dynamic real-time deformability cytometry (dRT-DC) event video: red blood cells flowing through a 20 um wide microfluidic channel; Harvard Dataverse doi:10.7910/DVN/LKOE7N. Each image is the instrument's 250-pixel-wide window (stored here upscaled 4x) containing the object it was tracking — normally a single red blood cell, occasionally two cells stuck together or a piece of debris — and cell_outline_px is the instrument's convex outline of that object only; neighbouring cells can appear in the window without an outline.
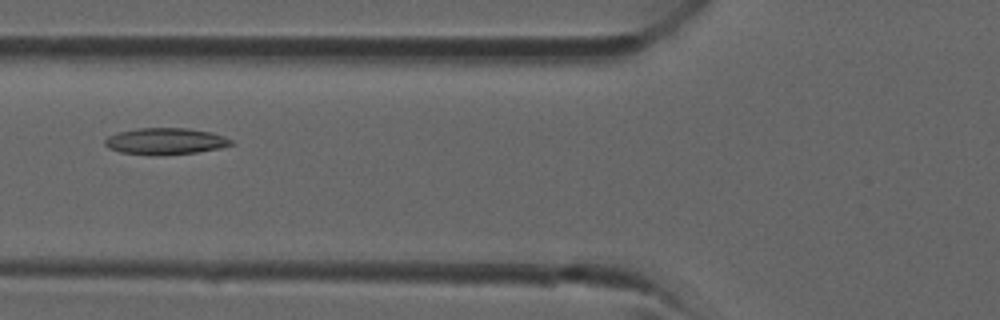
{"species": "common noctule bat (a hibernating species)", "species_latin": "Nyctalus noctula", "temperature_condition": "room temperature", "stored_images_in_passage": 25, "camera_frame_rate_fps": 3000, "um_per_image_px": 0.085, "animal": {"sex": "male", "forearm_length_mm": 52.5}, "frame": {"image": 1, "passage_image": 5, "time_ms": 1.333, "image_size_px": [1000, 320], "cell_outline_px": [[232, 144], [220, 148], [196, 152], [156, 156], [152, 156], [120, 152], [108, 148], [104, 144], [104, 140], [108, 136], [120, 132], [140, 128], [188, 128], [212, 132], [224, 136], [232, 140]], "centroid_in_image_um": [14.05, 12.01], "position_along_channel_um": 111.8, "area_um2": 19.59}}
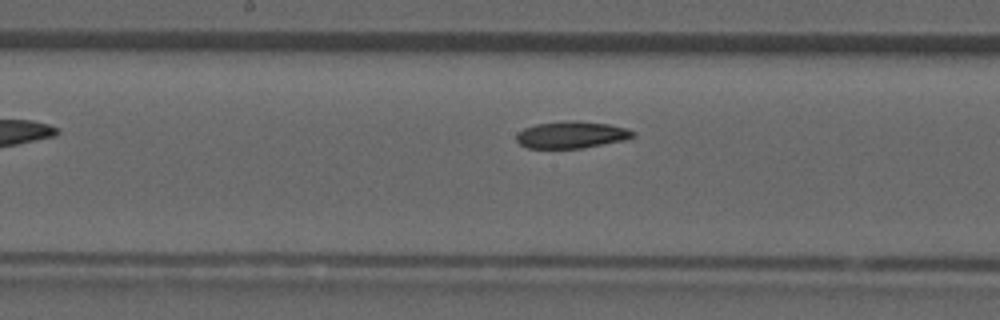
{"frame": {"image": 2, "passage_image": 10, "time_ms": 3.0, "image_size_px": [1000, 320], "cell_outline_px": [[636, 136], [624, 140], [584, 148], [528, 148], [520, 144], [516, 140], [516, 136], [524, 128], [536, 124], [568, 120], [576, 120], [608, 124], [628, 128], [636, 132]], "centroid_in_image_um": [48.62, 11.45], "position_along_channel_um": 199.6, "area_um2": 18.38}}
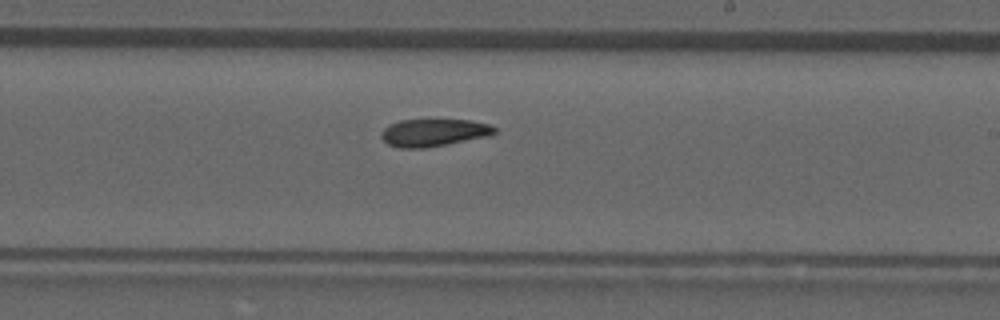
{"frame": {"image": 3, "passage_image": 13, "time_ms": 4.0, "image_size_px": [1000, 320], "cell_outline_px": [[496, 132], [492, 136], [424, 148], [400, 148], [388, 144], [380, 136], [384, 128], [388, 124], [400, 120], [472, 120], [488, 124], [496, 128]], "centroid_in_image_um": [36.88, 11.27], "position_along_channel_um": 252.1, "area_um2": 18.21}}